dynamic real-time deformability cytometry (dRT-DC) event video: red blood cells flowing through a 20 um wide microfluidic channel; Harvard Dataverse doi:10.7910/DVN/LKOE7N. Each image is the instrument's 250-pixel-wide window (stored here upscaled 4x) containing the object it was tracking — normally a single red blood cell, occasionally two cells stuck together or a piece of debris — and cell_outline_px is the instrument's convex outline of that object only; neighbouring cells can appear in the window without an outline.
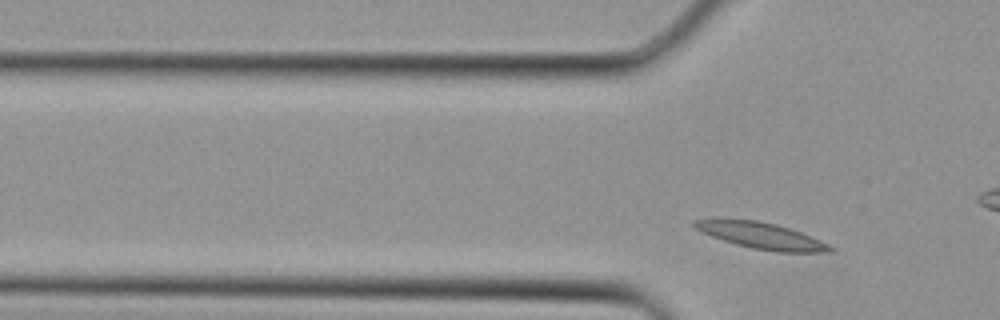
{"species": "Egyptian fruit bat (a non-hibernating species)", "species_latin": "Rousettus aegyptiacus", "temperature_condition": "cold", "stored_images_in_passage": 4, "camera_frame_rate_fps": 3000, "um_per_image_px": 0.085, "animal": {"sex": "female"}, "frame": {"image": 1, "passage_image": 4, "time_ms": 1.0, "image_size_px": [1000, 320], "cell_outline_px": [[836, 252], [780, 252], [752, 248], [736, 244], [712, 236], [692, 228], [692, 220], [756, 220], [776, 224], [800, 232], [820, 240], [836, 248]], "centroid_in_image_um": [64.77, 20.05], "position_along_channel_um": 61.0, "area_um2": 20.46}}